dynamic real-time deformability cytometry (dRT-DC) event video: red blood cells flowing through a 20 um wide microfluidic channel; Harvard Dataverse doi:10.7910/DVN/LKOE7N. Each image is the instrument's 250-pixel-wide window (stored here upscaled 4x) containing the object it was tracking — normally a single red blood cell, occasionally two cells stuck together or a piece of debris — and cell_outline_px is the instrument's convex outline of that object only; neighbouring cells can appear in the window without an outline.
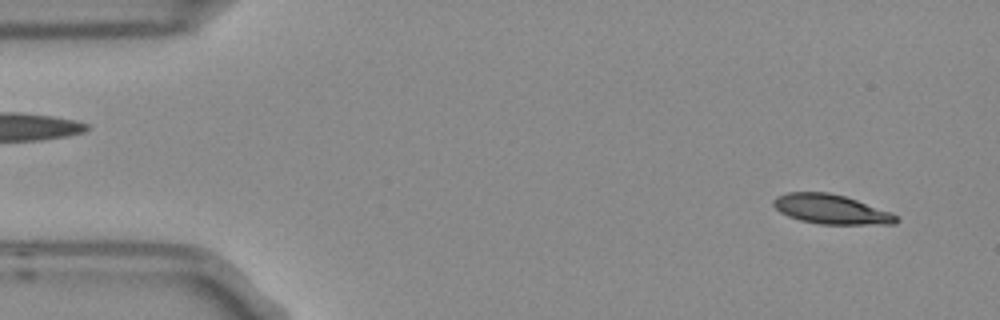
{"species": "Egyptian fruit bat (a non-hibernating species)", "species_latin": "Rousettus aegyptiacus", "temperature_condition": "room temperature", "stored_images_in_passage": 4, "camera_frame_rate_fps": 3000, "um_per_image_px": 0.085, "frame": {"image": 1, "passage_image": 1, "time_ms": 0.0, "image_size_px": [1000, 320], "cell_outline_px": [[900, 220], [896, 224], [820, 224], [800, 220], [788, 216], [780, 212], [772, 204], [772, 200], [776, 196], [788, 192], [828, 192], [844, 196], [892, 212]], "centroid_in_image_um": [70.63, 17.79], "position_along_channel_um": 14.4, "area_um2": 21.1}}
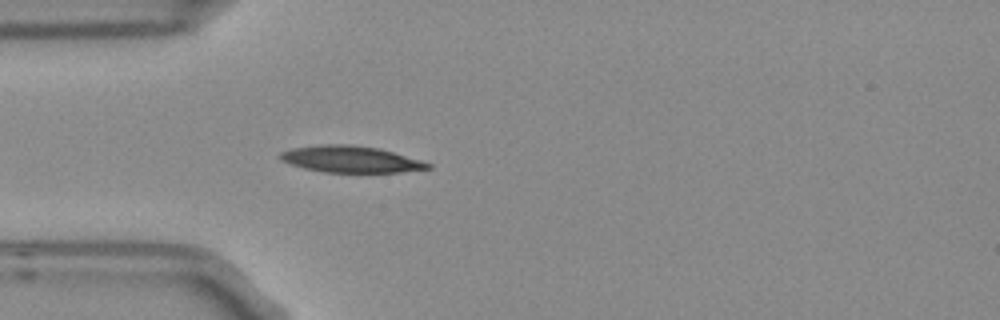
{"frame": {"image": 2, "passage_image": 4, "time_ms": 1.0, "image_size_px": [1000, 320], "cell_outline_px": [[432, 168], [400, 172], [324, 172], [304, 168], [280, 160], [276, 156], [280, 152], [292, 148], [320, 144], [352, 144], [380, 148], [420, 160], [432, 164]], "centroid_in_image_um": [29.78, 13.52], "position_along_channel_um": 55.2, "area_um2": 22.95}}